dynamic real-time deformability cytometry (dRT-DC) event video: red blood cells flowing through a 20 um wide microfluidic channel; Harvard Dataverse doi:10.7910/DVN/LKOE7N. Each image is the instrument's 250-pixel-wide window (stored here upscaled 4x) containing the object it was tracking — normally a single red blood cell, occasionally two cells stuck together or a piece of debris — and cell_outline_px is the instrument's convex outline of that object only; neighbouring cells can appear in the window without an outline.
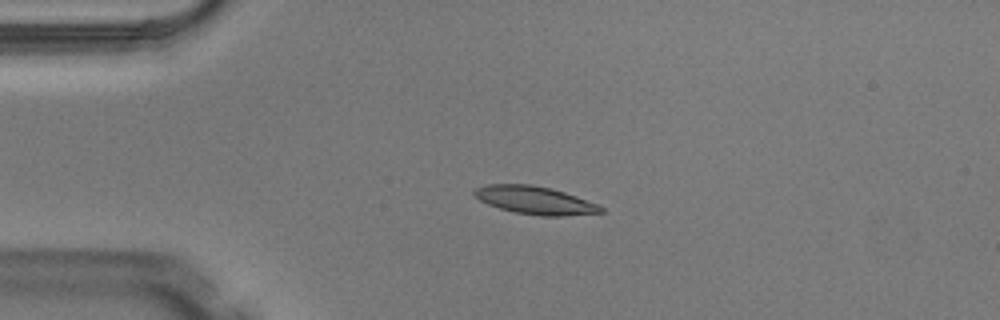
{"species": "Egyptian fruit bat (a non-hibernating species)", "species_latin": "Rousettus aegyptiacus", "temperature_condition": "warm", "stored_images_in_passage": 4, "camera_frame_rate_fps": 3000, "um_per_image_px": 0.085, "animal": {"sex": "male"}, "frame": {"image": 1, "passage_image": 3, "time_ms": 0.667, "image_size_px": [1000, 320], "cell_outline_px": [[604, 212], [564, 216], [540, 216], [516, 212], [500, 208], [488, 204], [480, 200], [472, 192], [476, 188], [488, 184], [532, 184], [552, 188], [600, 204], [604, 208]], "centroid_in_image_um": [45.52, 17.02], "position_along_channel_um": 39.5, "area_um2": 20.63}}